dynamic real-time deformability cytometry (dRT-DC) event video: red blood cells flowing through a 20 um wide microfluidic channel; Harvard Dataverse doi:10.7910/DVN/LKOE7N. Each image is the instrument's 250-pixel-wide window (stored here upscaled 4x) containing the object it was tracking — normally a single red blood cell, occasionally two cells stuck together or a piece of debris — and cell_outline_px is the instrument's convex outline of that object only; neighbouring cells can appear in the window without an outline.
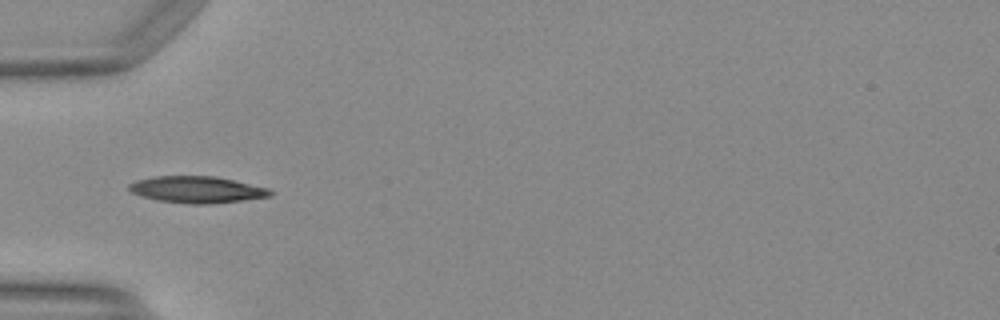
{"species": "Egyptian fruit bat (a non-hibernating species)", "species_latin": "Rousettus aegyptiacus", "temperature_condition": "warm", "stored_images_in_passage": 34, "camera_frame_rate_fps": 3000, "um_per_image_px": 0.085, "animal": {"sex": "female"}, "frame": {"image": 1, "passage_image": 1, "time_ms": 0.0, "image_size_px": [1000, 320], "cell_outline_px": [[276, 192], [272, 196], [208, 204], [192, 204], [156, 200], [140, 196], [132, 192], [128, 188], [128, 184], [136, 180], [156, 176], [216, 176], [268, 188]], "centroid_in_image_um": [16.73, 16.11], "position_along_channel_um": 68.3, "area_um2": 21.91}}
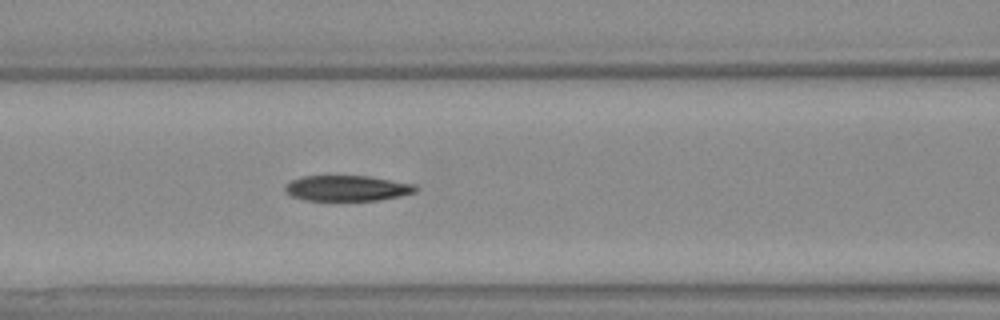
{"frame": {"image": 2, "passage_image": 6, "time_ms": 1.667, "image_size_px": [1000, 320], "cell_outline_px": [[416, 192], [400, 196], [380, 200], [304, 200], [292, 196], [284, 192], [284, 184], [292, 180], [304, 176], [368, 176], [412, 184], [416, 188]], "centroid_in_image_um": [29.44, 16.0], "position_along_channel_um": 137.2, "area_um2": 19.31}, "authors_computed_cell_mechanics": {"area_um2": 20.5768, "velocity_mm_per_s": 4.1595, "shape_relaxation_time_tau1_ms": null, "shape_relaxation_time_tau2_ms": 6.7991, "deformation_change_tau1": null, "deformation_change_tau2": 0.1264}}